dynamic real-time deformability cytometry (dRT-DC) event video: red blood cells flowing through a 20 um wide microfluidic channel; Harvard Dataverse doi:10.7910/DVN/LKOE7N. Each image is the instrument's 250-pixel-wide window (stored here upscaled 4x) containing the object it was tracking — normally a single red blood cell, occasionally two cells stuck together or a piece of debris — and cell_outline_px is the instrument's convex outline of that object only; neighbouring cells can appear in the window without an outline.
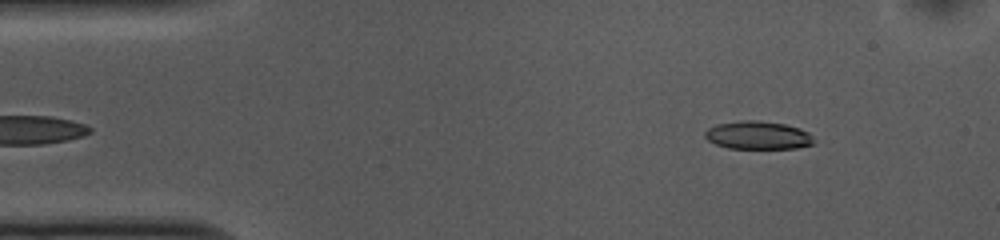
{"species": "common noctule bat (a hibernating species)", "species_latin": "Nyctalus noctula", "temperature_condition": "cold", "stored_images_in_passage": 49, "camera_frame_rate_fps": 3000, "um_per_image_px": 0.085, "animal": {"sex": "female", "body_mass_g": 10.0, "forearm_length_mm": 53.1}, "frame": {"image": 1, "passage_image": 3, "time_ms": 0.667, "image_size_px": [1000, 240], "cell_outline_px": [[816, 144], [796, 148], [728, 148], [716, 144], [708, 140], [704, 136], [704, 132], [708, 128], [716, 124], [744, 120], [756, 120], [784, 124], [800, 128], [808, 132], [812, 136]], "centroid_in_image_um": [64.44, 11.5], "position_along_channel_um": 20.6, "area_um2": 17.86}}
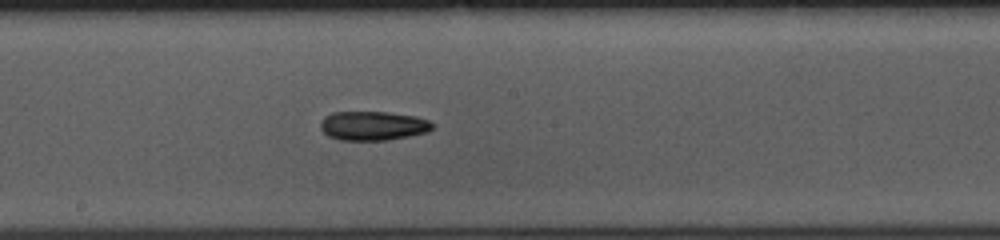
{"frame": {"image": 2, "passage_image": 24, "time_ms": 7.667, "image_size_px": [1000, 240], "cell_outline_px": [[436, 124], [428, 132], [388, 140], [340, 140], [328, 136], [320, 128], [320, 124], [324, 116], [332, 112], [388, 112], [416, 116], [428, 120]], "centroid_in_image_um": [31.71, 10.69], "position_along_channel_um": 216.5, "area_um2": 19.13}}
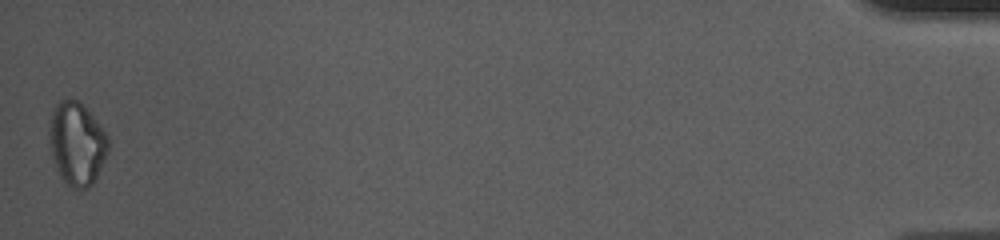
{"frame": {"image": 3, "passage_image": 49, "time_ms": 16.0, "image_size_px": [1000, 240], "cell_outline_px": [[108, 152], [96, 180], [88, 188], [80, 192], [64, 184], [56, 168], [48, 140], [48, 124], [52, 108], [64, 96], [76, 100], [92, 116], [108, 136]], "centroid_in_image_um": [6.5, 12.24], "position_along_channel_um": 428.7, "area_um2": 29.07}, "authors_computed_cell_mechanics": {"area_um2": 19.074, "velocity_mm_per_s": 3.7268, "shape_relaxation_time_tau1_ms": 4.4549, "shape_relaxation_time_tau2_ms": null, "deformation_change_tau1": 0.123, "deformation_change_tau2": null}}